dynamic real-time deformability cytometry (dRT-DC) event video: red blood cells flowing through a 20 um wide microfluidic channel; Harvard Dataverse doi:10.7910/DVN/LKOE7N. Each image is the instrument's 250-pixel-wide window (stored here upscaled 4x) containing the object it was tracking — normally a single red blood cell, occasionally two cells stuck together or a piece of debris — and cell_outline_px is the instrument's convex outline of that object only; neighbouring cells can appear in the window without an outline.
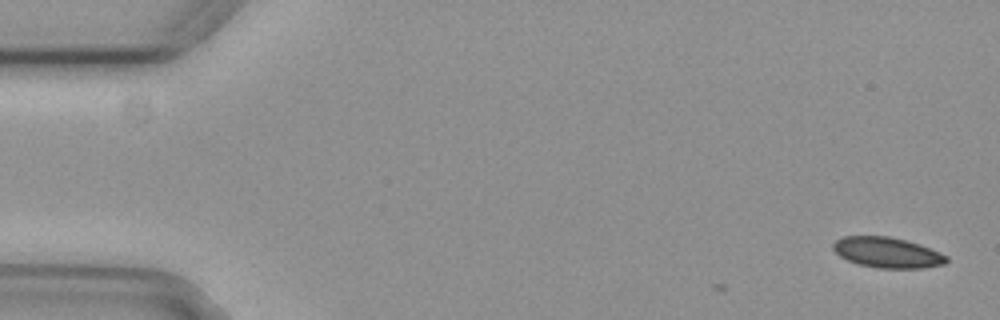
{"species": "common noctule bat (a hibernating species)", "species_latin": "Nyctalus noctula", "temperature_condition": "cold", "stored_images_in_passage": 3, "camera_frame_rate_fps": 3000, "um_per_image_px": 0.085, "animal": {"sex": "female", "body_mass_g": 29.2, "forearm_length_mm": 56.3}, "frame": {"image": 1, "passage_image": 1, "time_ms": 0.0, "image_size_px": [1000, 320], "cell_outline_px": [[948, 260], [944, 264], [924, 268], [880, 268], [860, 264], [848, 260], [840, 256], [832, 248], [832, 244], [836, 240], [844, 236], [888, 236], [908, 240], [920, 244], [940, 252], [948, 256]], "centroid_in_image_um": [75.44, 21.45], "position_along_channel_um": 9.6, "area_um2": 20.17}}